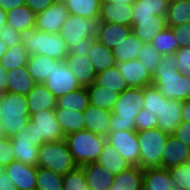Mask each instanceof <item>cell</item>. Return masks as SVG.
<instances>
[{
    "mask_svg": "<svg viewBox=\"0 0 190 190\" xmlns=\"http://www.w3.org/2000/svg\"><path fill=\"white\" fill-rule=\"evenodd\" d=\"M152 84L168 99L186 101L190 98V78L176 68L174 54H163L152 75Z\"/></svg>",
    "mask_w": 190,
    "mask_h": 190,
    "instance_id": "cell-1",
    "label": "cell"
},
{
    "mask_svg": "<svg viewBox=\"0 0 190 190\" xmlns=\"http://www.w3.org/2000/svg\"><path fill=\"white\" fill-rule=\"evenodd\" d=\"M144 88L129 87L118 95L109 131L135 130V117L144 108Z\"/></svg>",
    "mask_w": 190,
    "mask_h": 190,
    "instance_id": "cell-2",
    "label": "cell"
},
{
    "mask_svg": "<svg viewBox=\"0 0 190 190\" xmlns=\"http://www.w3.org/2000/svg\"><path fill=\"white\" fill-rule=\"evenodd\" d=\"M0 120L7 138L12 137L30 120L27 97L5 92L0 101Z\"/></svg>",
    "mask_w": 190,
    "mask_h": 190,
    "instance_id": "cell-3",
    "label": "cell"
},
{
    "mask_svg": "<svg viewBox=\"0 0 190 190\" xmlns=\"http://www.w3.org/2000/svg\"><path fill=\"white\" fill-rule=\"evenodd\" d=\"M73 161L78 167L98 160L106 137L89 130H81L65 136Z\"/></svg>",
    "mask_w": 190,
    "mask_h": 190,
    "instance_id": "cell-4",
    "label": "cell"
},
{
    "mask_svg": "<svg viewBox=\"0 0 190 190\" xmlns=\"http://www.w3.org/2000/svg\"><path fill=\"white\" fill-rule=\"evenodd\" d=\"M22 43L29 55H45L47 57L65 60L68 48L61 35L41 32L33 29L22 37Z\"/></svg>",
    "mask_w": 190,
    "mask_h": 190,
    "instance_id": "cell-5",
    "label": "cell"
},
{
    "mask_svg": "<svg viewBox=\"0 0 190 190\" xmlns=\"http://www.w3.org/2000/svg\"><path fill=\"white\" fill-rule=\"evenodd\" d=\"M101 24L100 17L83 18L70 14L59 34L69 49L79 43H92L98 36Z\"/></svg>",
    "mask_w": 190,
    "mask_h": 190,
    "instance_id": "cell-6",
    "label": "cell"
},
{
    "mask_svg": "<svg viewBox=\"0 0 190 190\" xmlns=\"http://www.w3.org/2000/svg\"><path fill=\"white\" fill-rule=\"evenodd\" d=\"M37 167L65 175L74 171L78 166L73 161L68 144L64 139L57 142H45L39 147Z\"/></svg>",
    "mask_w": 190,
    "mask_h": 190,
    "instance_id": "cell-7",
    "label": "cell"
},
{
    "mask_svg": "<svg viewBox=\"0 0 190 190\" xmlns=\"http://www.w3.org/2000/svg\"><path fill=\"white\" fill-rule=\"evenodd\" d=\"M140 148L139 167L141 169L161 167L163 148L169 135L159 128L137 131Z\"/></svg>",
    "mask_w": 190,
    "mask_h": 190,
    "instance_id": "cell-8",
    "label": "cell"
},
{
    "mask_svg": "<svg viewBox=\"0 0 190 190\" xmlns=\"http://www.w3.org/2000/svg\"><path fill=\"white\" fill-rule=\"evenodd\" d=\"M30 135L39 146L45 142L65 139V134L57 121L55 109L38 111L30 116Z\"/></svg>",
    "mask_w": 190,
    "mask_h": 190,
    "instance_id": "cell-9",
    "label": "cell"
},
{
    "mask_svg": "<svg viewBox=\"0 0 190 190\" xmlns=\"http://www.w3.org/2000/svg\"><path fill=\"white\" fill-rule=\"evenodd\" d=\"M43 84L56 98L81 88L65 60L55 62L53 70Z\"/></svg>",
    "mask_w": 190,
    "mask_h": 190,
    "instance_id": "cell-10",
    "label": "cell"
},
{
    "mask_svg": "<svg viewBox=\"0 0 190 190\" xmlns=\"http://www.w3.org/2000/svg\"><path fill=\"white\" fill-rule=\"evenodd\" d=\"M106 142L114 147L131 166L139 167L140 148L136 130L109 131Z\"/></svg>",
    "mask_w": 190,
    "mask_h": 190,
    "instance_id": "cell-11",
    "label": "cell"
},
{
    "mask_svg": "<svg viewBox=\"0 0 190 190\" xmlns=\"http://www.w3.org/2000/svg\"><path fill=\"white\" fill-rule=\"evenodd\" d=\"M13 153L17 161L31 166H37L39 145L32 141L30 135V120L26 127H22L16 134L10 137Z\"/></svg>",
    "mask_w": 190,
    "mask_h": 190,
    "instance_id": "cell-12",
    "label": "cell"
},
{
    "mask_svg": "<svg viewBox=\"0 0 190 190\" xmlns=\"http://www.w3.org/2000/svg\"><path fill=\"white\" fill-rule=\"evenodd\" d=\"M70 12L63 0H55L46 10L37 14L35 29L41 32L57 34L60 32Z\"/></svg>",
    "mask_w": 190,
    "mask_h": 190,
    "instance_id": "cell-13",
    "label": "cell"
},
{
    "mask_svg": "<svg viewBox=\"0 0 190 190\" xmlns=\"http://www.w3.org/2000/svg\"><path fill=\"white\" fill-rule=\"evenodd\" d=\"M116 67L126 80L128 87L144 88L152 85V74L138 59L117 63Z\"/></svg>",
    "mask_w": 190,
    "mask_h": 190,
    "instance_id": "cell-14",
    "label": "cell"
},
{
    "mask_svg": "<svg viewBox=\"0 0 190 190\" xmlns=\"http://www.w3.org/2000/svg\"><path fill=\"white\" fill-rule=\"evenodd\" d=\"M4 171L14 182L17 190H36L37 166L15 160L5 166Z\"/></svg>",
    "mask_w": 190,
    "mask_h": 190,
    "instance_id": "cell-15",
    "label": "cell"
},
{
    "mask_svg": "<svg viewBox=\"0 0 190 190\" xmlns=\"http://www.w3.org/2000/svg\"><path fill=\"white\" fill-rule=\"evenodd\" d=\"M182 101L165 98L158 116V126L168 135L174 134L177 126L182 122Z\"/></svg>",
    "mask_w": 190,
    "mask_h": 190,
    "instance_id": "cell-16",
    "label": "cell"
},
{
    "mask_svg": "<svg viewBox=\"0 0 190 190\" xmlns=\"http://www.w3.org/2000/svg\"><path fill=\"white\" fill-rule=\"evenodd\" d=\"M189 158L190 147L173 134L169 135L166 145L163 148L161 167L170 169L186 163Z\"/></svg>",
    "mask_w": 190,
    "mask_h": 190,
    "instance_id": "cell-17",
    "label": "cell"
},
{
    "mask_svg": "<svg viewBox=\"0 0 190 190\" xmlns=\"http://www.w3.org/2000/svg\"><path fill=\"white\" fill-rule=\"evenodd\" d=\"M65 61L81 87L87 88L95 82L97 73L87 56L68 54Z\"/></svg>",
    "mask_w": 190,
    "mask_h": 190,
    "instance_id": "cell-18",
    "label": "cell"
},
{
    "mask_svg": "<svg viewBox=\"0 0 190 190\" xmlns=\"http://www.w3.org/2000/svg\"><path fill=\"white\" fill-rule=\"evenodd\" d=\"M99 17L102 22L132 27L133 5L101 2Z\"/></svg>",
    "mask_w": 190,
    "mask_h": 190,
    "instance_id": "cell-19",
    "label": "cell"
},
{
    "mask_svg": "<svg viewBox=\"0 0 190 190\" xmlns=\"http://www.w3.org/2000/svg\"><path fill=\"white\" fill-rule=\"evenodd\" d=\"M111 114L109 110L89 104L83 111L85 130L106 137L109 133Z\"/></svg>",
    "mask_w": 190,
    "mask_h": 190,
    "instance_id": "cell-20",
    "label": "cell"
},
{
    "mask_svg": "<svg viewBox=\"0 0 190 190\" xmlns=\"http://www.w3.org/2000/svg\"><path fill=\"white\" fill-rule=\"evenodd\" d=\"M83 170L90 190H108L114 180V174L98 163H88L80 166Z\"/></svg>",
    "mask_w": 190,
    "mask_h": 190,
    "instance_id": "cell-21",
    "label": "cell"
},
{
    "mask_svg": "<svg viewBox=\"0 0 190 190\" xmlns=\"http://www.w3.org/2000/svg\"><path fill=\"white\" fill-rule=\"evenodd\" d=\"M171 0H138L133 4L132 28L137 19L154 18L155 15L167 16Z\"/></svg>",
    "mask_w": 190,
    "mask_h": 190,
    "instance_id": "cell-22",
    "label": "cell"
},
{
    "mask_svg": "<svg viewBox=\"0 0 190 190\" xmlns=\"http://www.w3.org/2000/svg\"><path fill=\"white\" fill-rule=\"evenodd\" d=\"M26 97L30 116L41 110L55 109L57 106V98L42 83H36Z\"/></svg>",
    "mask_w": 190,
    "mask_h": 190,
    "instance_id": "cell-23",
    "label": "cell"
},
{
    "mask_svg": "<svg viewBox=\"0 0 190 190\" xmlns=\"http://www.w3.org/2000/svg\"><path fill=\"white\" fill-rule=\"evenodd\" d=\"M166 27V17L155 15L154 18L137 19V24L132 28V32L143 43L149 44Z\"/></svg>",
    "mask_w": 190,
    "mask_h": 190,
    "instance_id": "cell-24",
    "label": "cell"
},
{
    "mask_svg": "<svg viewBox=\"0 0 190 190\" xmlns=\"http://www.w3.org/2000/svg\"><path fill=\"white\" fill-rule=\"evenodd\" d=\"M36 16L37 14L27 5L19 6L7 11V25L12 26L22 34H25L35 29Z\"/></svg>",
    "mask_w": 190,
    "mask_h": 190,
    "instance_id": "cell-25",
    "label": "cell"
},
{
    "mask_svg": "<svg viewBox=\"0 0 190 190\" xmlns=\"http://www.w3.org/2000/svg\"><path fill=\"white\" fill-rule=\"evenodd\" d=\"M172 186L173 179L168 169L162 167L143 169L141 190H168Z\"/></svg>",
    "mask_w": 190,
    "mask_h": 190,
    "instance_id": "cell-26",
    "label": "cell"
},
{
    "mask_svg": "<svg viewBox=\"0 0 190 190\" xmlns=\"http://www.w3.org/2000/svg\"><path fill=\"white\" fill-rule=\"evenodd\" d=\"M132 32V27L102 22L97 40L109 49L113 50L122 40H125Z\"/></svg>",
    "mask_w": 190,
    "mask_h": 190,
    "instance_id": "cell-27",
    "label": "cell"
},
{
    "mask_svg": "<svg viewBox=\"0 0 190 190\" xmlns=\"http://www.w3.org/2000/svg\"><path fill=\"white\" fill-rule=\"evenodd\" d=\"M143 185V169L130 166L128 169L116 174L108 190H141Z\"/></svg>",
    "mask_w": 190,
    "mask_h": 190,
    "instance_id": "cell-28",
    "label": "cell"
},
{
    "mask_svg": "<svg viewBox=\"0 0 190 190\" xmlns=\"http://www.w3.org/2000/svg\"><path fill=\"white\" fill-rule=\"evenodd\" d=\"M87 57L92 63L96 73L117 65L113 51L100 43L97 39L92 40L90 52Z\"/></svg>",
    "mask_w": 190,
    "mask_h": 190,
    "instance_id": "cell-29",
    "label": "cell"
},
{
    "mask_svg": "<svg viewBox=\"0 0 190 190\" xmlns=\"http://www.w3.org/2000/svg\"><path fill=\"white\" fill-rule=\"evenodd\" d=\"M35 84V81L28 72L27 66L8 71L7 92L26 96Z\"/></svg>",
    "mask_w": 190,
    "mask_h": 190,
    "instance_id": "cell-30",
    "label": "cell"
},
{
    "mask_svg": "<svg viewBox=\"0 0 190 190\" xmlns=\"http://www.w3.org/2000/svg\"><path fill=\"white\" fill-rule=\"evenodd\" d=\"M96 163L106 167L114 175L119 174L131 166L108 142H105Z\"/></svg>",
    "mask_w": 190,
    "mask_h": 190,
    "instance_id": "cell-31",
    "label": "cell"
},
{
    "mask_svg": "<svg viewBox=\"0 0 190 190\" xmlns=\"http://www.w3.org/2000/svg\"><path fill=\"white\" fill-rule=\"evenodd\" d=\"M57 59L45 55H30L27 63V69L35 83H44L53 70V65Z\"/></svg>",
    "mask_w": 190,
    "mask_h": 190,
    "instance_id": "cell-32",
    "label": "cell"
},
{
    "mask_svg": "<svg viewBox=\"0 0 190 190\" xmlns=\"http://www.w3.org/2000/svg\"><path fill=\"white\" fill-rule=\"evenodd\" d=\"M89 104L100 109L112 111L118 99L119 93L109 88L97 85L95 82L87 87Z\"/></svg>",
    "mask_w": 190,
    "mask_h": 190,
    "instance_id": "cell-33",
    "label": "cell"
},
{
    "mask_svg": "<svg viewBox=\"0 0 190 190\" xmlns=\"http://www.w3.org/2000/svg\"><path fill=\"white\" fill-rule=\"evenodd\" d=\"M55 114L65 136L76 131L85 130L83 112L55 108Z\"/></svg>",
    "mask_w": 190,
    "mask_h": 190,
    "instance_id": "cell-34",
    "label": "cell"
},
{
    "mask_svg": "<svg viewBox=\"0 0 190 190\" xmlns=\"http://www.w3.org/2000/svg\"><path fill=\"white\" fill-rule=\"evenodd\" d=\"M143 42L133 33L118 43L113 48V54L117 63L138 59Z\"/></svg>",
    "mask_w": 190,
    "mask_h": 190,
    "instance_id": "cell-35",
    "label": "cell"
},
{
    "mask_svg": "<svg viewBox=\"0 0 190 190\" xmlns=\"http://www.w3.org/2000/svg\"><path fill=\"white\" fill-rule=\"evenodd\" d=\"M89 106L88 90L81 87L57 98L56 108L83 112Z\"/></svg>",
    "mask_w": 190,
    "mask_h": 190,
    "instance_id": "cell-36",
    "label": "cell"
},
{
    "mask_svg": "<svg viewBox=\"0 0 190 190\" xmlns=\"http://www.w3.org/2000/svg\"><path fill=\"white\" fill-rule=\"evenodd\" d=\"M72 15L83 18L100 16L101 0H63Z\"/></svg>",
    "mask_w": 190,
    "mask_h": 190,
    "instance_id": "cell-37",
    "label": "cell"
},
{
    "mask_svg": "<svg viewBox=\"0 0 190 190\" xmlns=\"http://www.w3.org/2000/svg\"><path fill=\"white\" fill-rule=\"evenodd\" d=\"M95 83L102 87L109 88L119 94L129 88L126 80L118 71L117 67H111L96 74Z\"/></svg>",
    "mask_w": 190,
    "mask_h": 190,
    "instance_id": "cell-38",
    "label": "cell"
},
{
    "mask_svg": "<svg viewBox=\"0 0 190 190\" xmlns=\"http://www.w3.org/2000/svg\"><path fill=\"white\" fill-rule=\"evenodd\" d=\"M166 20L167 26L190 23V0H171Z\"/></svg>",
    "mask_w": 190,
    "mask_h": 190,
    "instance_id": "cell-39",
    "label": "cell"
},
{
    "mask_svg": "<svg viewBox=\"0 0 190 190\" xmlns=\"http://www.w3.org/2000/svg\"><path fill=\"white\" fill-rule=\"evenodd\" d=\"M23 43L8 47L7 53L1 58L0 64L8 71L27 65L29 60Z\"/></svg>",
    "mask_w": 190,
    "mask_h": 190,
    "instance_id": "cell-40",
    "label": "cell"
},
{
    "mask_svg": "<svg viewBox=\"0 0 190 190\" xmlns=\"http://www.w3.org/2000/svg\"><path fill=\"white\" fill-rule=\"evenodd\" d=\"M36 190H63V175L37 167Z\"/></svg>",
    "mask_w": 190,
    "mask_h": 190,
    "instance_id": "cell-41",
    "label": "cell"
},
{
    "mask_svg": "<svg viewBox=\"0 0 190 190\" xmlns=\"http://www.w3.org/2000/svg\"><path fill=\"white\" fill-rule=\"evenodd\" d=\"M161 54H174L180 47L171 27H166L150 43Z\"/></svg>",
    "mask_w": 190,
    "mask_h": 190,
    "instance_id": "cell-42",
    "label": "cell"
},
{
    "mask_svg": "<svg viewBox=\"0 0 190 190\" xmlns=\"http://www.w3.org/2000/svg\"><path fill=\"white\" fill-rule=\"evenodd\" d=\"M161 54L150 43H143L138 55V60L153 75L157 64L161 61Z\"/></svg>",
    "mask_w": 190,
    "mask_h": 190,
    "instance_id": "cell-43",
    "label": "cell"
},
{
    "mask_svg": "<svg viewBox=\"0 0 190 190\" xmlns=\"http://www.w3.org/2000/svg\"><path fill=\"white\" fill-rule=\"evenodd\" d=\"M177 189L190 190V158L186 163L168 169Z\"/></svg>",
    "mask_w": 190,
    "mask_h": 190,
    "instance_id": "cell-44",
    "label": "cell"
},
{
    "mask_svg": "<svg viewBox=\"0 0 190 190\" xmlns=\"http://www.w3.org/2000/svg\"><path fill=\"white\" fill-rule=\"evenodd\" d=\"M155 85H148L144 87V108L152 111L156 116L162 109V101L165 99Z\"/></svg>",
    "mask_w": 190,
    "mask_h": 190,
    "instance_id": "cell-45",
    "label": "cell"
},
{
    "mask_svg": "<svg viewBox=\"0 0 190 190\" xmlns=\"http://www.w3.org/2000/svg\"><path fill=\"white\" fill-rule=\"evenodd\" d=\"M63 190H90L80 167L63 175Z\"/></svg>",
    "mask_w": 190,
    "mask_h": 190,
    "instance_id": "cell-46",
    "label": "cell"
},
{
    "mask_svg": "<svg viewBox=\"0 0 190 190\" xmlns=\"http://www.w3.org/2000/svg\"><path fill=\"white\" fill-rule=\"evenodd\" d=\"M158 126V116H156L152 111H148L143 108L140 110L135 117V130L143 131L147 129H155Z\"/></svg>",
    "mask_w": 190,
    "mask_h": 190,
    "instance_id": "cell-47",
    "label": "cell"
},
{
    "mask_svg": "<svg viewBox=\"0 0 190 190\" xmlns=\"http://www.w3.org/2000/svg\"><path fill=\"white\" fill-rule=\"evenodd\" d=\"M174 55L178 71L190 78V46L180 47Z\"/></svg>",
    "mask_w": 190,
    "mask_h": 190,
    "instance_id": "cell-48",
    "label": "cell"
},
{
    "mask_svg": "<svg viewBox=\"0 0 190 190\" xmlns=\"http://www.w3.org/2000/svg\"><path fill=\"white\" fill-rule=\"evenodd\" d=\"M23 34L15 30L12 26L5 25L0 32V39L7 47L22 43Z\"/></svg>",
    "mask_w": 190,
    "mask_h": 190,
    "instance_id": "cell-49",
    "label": "cell"
},
{
    "mask_svg": "<svg viewBox=\"0 0 190 190\" xmlns=\"http://www.w3.org/2000/svg\"><path fill=\"white\" fill-rule=\"evenodd\" d=\"M16 157L12 149V141L10 138L0 140V167H5L15 161Z\"/></svg>",
    "mask_w": 190,
    "mask_h": 190,
    "instance_id": "cell-50",
    "label": "cell"
},
{
    "mask_svg": "<svg viewBox=\"0 0 190 190\" xmlns=\"http://www.w3.org/2000/svg\"><path fill=\"white\" fill-rule=\"evenodd\" d=\"M171 27L176 38V42L179 47L190 46V23L182 24L180 26H168Z\"/></svg>",
    "mask_w": 190,
    "mask_h": 190,
    "instance_id": "cell-51",
    "label": "cell"
},
{
    "mask_svg": "<svg viewBox=\"0 0 190 190\" xmlns=\"http://www.w3.org/2000/svg\"><path fill=\"white\" fill-rule=\"evenodd\" d=\"M173 135L190 147V122L182 121Z\"/></svg>",
    "mask_w": 190,
    "mask_h": 190,
    "instance_id": "cell-52",
    "label": "cell"
},
{
    "mask_svg": "<svg viewBox=\"0 0 190 190\" xmlns=\"http://www.w3.org/2000/svg\"><path fill=\"white\" fill-rule=\"evenodd\" d=\"M54 1L55 0H25V5L36 14H39L51 6Z\"/></svg>",
    "mask_w": 190,
    "mask_h": 190,
    "instance_id": "cell-53",
    "label": "cell"
},
{
    "mask_svg": "<svg viewBox=\"0 0 190 190\" xmlns=\"http://www.w3.org/2000/svg\"><path fill=\"white\" fill-rule=\"evenodd\" d=\"M91 43H79L68 49V54H82L88 56L90 52Z\"/></svg>",
    "mask_w": 190,
    "mask_h": 190,
    "instance_id": "cell-54",
    "label": "cell"
},
{
    "mask_svg": "<svg viewBox=\"0 0 190 190\" xmlns=\"http://www.w3.org/2000/svg\"><path fill=\"white\" fill-rule=\"evenodd\" d=\"M24 5L25 0H0V7L6 12Z\"/></svg>",
    "mask_w": 190,
    "mask_h": 190,
    "instance_id": "cell-55",
    "label": "cell"
},
{
    "mask_svg": "<svg viewBox=\"0 0 190 190\" xmlns=\"http://www.w3.org/2000/svg\"><path fill=\"white\" fill-rule=\"evenodd\" d=\"M0 190H17L14 182L5 171L0 174Z\"/></svg>",
    "mask_w": 190,
    "mask_h": 190,
    "instance_id": "cell-56",
    "label": "cell"
},
{
    "mask_svg": "<svg viewBox=\"0 0 190 190\" xmlns=\"http://www.w3.org/2000/svg\"><path fill=\"white\" fill-rule=\"evenodd\" d=\"M182 121L190 122V98L182 101Z\"/></svg>",
    "mask_w": 190,
    "mask_h": 190,
    "instance_id": "cell-57",
    "label": "cell"
},
{
    "mask_svg": "<svg viewBox=\"0 0 190 190\" xmlns=\"http://www.w3.org/2000/svg\"><path fill=\"white\" fill-rule=\"evenodd\" d=\"M8 70L0 64V89L7 92Z\"/></svg>",
    "mask_w": 190,
    "mask_h": 190,
    "instance_id": "cell-58",
    "label": "cell"
},
{
    "mask_svg": "<svg viewBox=\"0 0 190 190\" xmlns=\"http://www.w3.org/2000/svg\"><path fill=\"white\" fill-rule=\"evenodd\" d=\"M7 24V12L0 7V32L2 28Z\"/></svg>",
    "mask_w": 190,
    "mask_h": 190,
    "instance_id": "cell-59",
    "label": "cell"
},
{
    "mask_svg": "<svg viewBox=\"0 0 190 190\" xmlns=\"http://www.w3.org/2000/svg\"><path fill=\"white\" fill-rule=\"evenodd\" d=\"M102 2H109V3H122V4H129L133 5L134 0H101Z\"/></svg>",
    "mask_w": 190,
    "mask_h": 190,
    "instance_id": "cell-60",
    "label": "cell"
},
{
    "mask_svg": "<svg viewBox=\"0 0 190 190\" xmlns=\"http://www.w3.org/2000/svg\"><path fill=\"white\" fill-rule=\"evenodd\" d=\"M8 47L5 43L0 39V60L7 53Z\"/></svg>",
    "mask_w": 190,
    "mask_h": 190,
    "instance_id": "cell-61",
    "label": "cell"
},
{
    "mask_svg": "<svg viewBox=\"0 0 190 190\" xmlns=\"http://www.w3.org/2000/svg\"><path fill=\"white\" fill-rule=\"evenodd\" d=\"M4 138H7V137L5 135L4 128H3V125L1 124V120H0V140L4 139Z\"/></svg>",
    "mask_w": 190,
    "mask_h": 190,
    "instance_id": "cell-62",
    "label": "cell"
},
{
    "mask_svg": "<svg viewBox=\"0 0 190 190\" xmlns=\"http://www.w3.org/2000/svg\"><path fill=\"white\" fill-rule=\"evenodd\" d=\"M4 93H5V91H3L2 89H0V101L3 98Z\"/></svg>",
    "mask_w": 190,
    "mask_h": 190,
    "instance_id": "cell-63",
    "label": "cell"
},
{
    "mask_svg": "<svg viewBox=\"0 0 190 190\" xmlns=\"http://www.w3.org/2000/svg\"><path fill=\"white\" fill-rule=\"evenodd\" d=\"M168 190H180V189H177L175 186H172Z\"/></svg>",
    "mask_w": 190,
    "mask_h": 190,
    "instance_id": "cell-64",
    "label": "cell"
},
{
    "mask_svg": "<svg viewBox=\"0 0 190 190\" xmlns=\"http://www.w3.org/2000/svg\"><path fill=\"white\" fill-rule=\"evenodd\" d=\"M4 172V167H0V174Z\"/></svg>",
    "mask_w": 190,
    "mask_h": 190,
    "instance_id": "cell-65",
    "label": "cell"
}]
</instances>
